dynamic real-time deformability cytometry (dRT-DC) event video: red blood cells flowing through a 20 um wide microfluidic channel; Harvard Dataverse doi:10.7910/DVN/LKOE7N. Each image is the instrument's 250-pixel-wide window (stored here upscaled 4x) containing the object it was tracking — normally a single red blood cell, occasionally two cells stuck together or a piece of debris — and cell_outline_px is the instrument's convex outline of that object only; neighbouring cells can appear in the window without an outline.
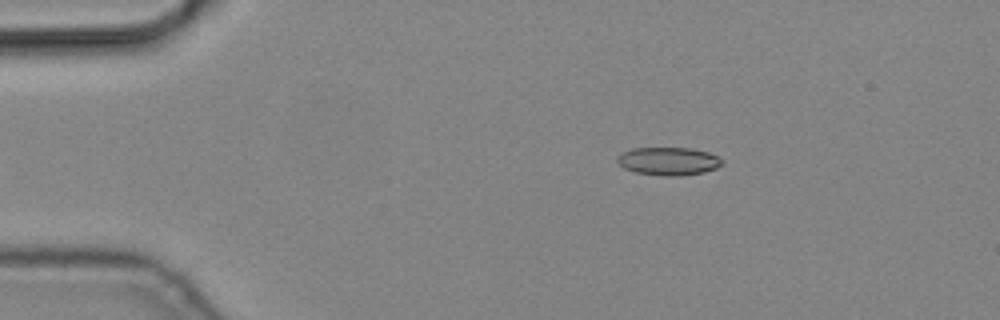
{"species": "common noctule bat (a hibernating species)", "species_latin": "Nyctalus noctula", "temperature_condition": "cold", "stored_images_in_passage": 5, "camera_frame_rate_fps": 3000, "um_per_image_px": 0.085, "animal": {"sex": "male", "body_mass_g": 19.2, "forearm_length_mm": 51.8}, "frame": {"image": 1, "passage_image": 5, "time_ms": 1.333, "image_size_px": [1000, 320], "cell_outline_px": [[724, 164], [716, 168], [704, 172], [680, 176], [664, 176], [636, 172], [624, 168], [616, 160], [616, 156], [620, 152], [632, 148], [688, 148], [708, 152], [724, 160]], "centroid_in_image_um": [56.81, 13.7], "position_along_channel_um": 28.2, "area_um2": 17.22}}